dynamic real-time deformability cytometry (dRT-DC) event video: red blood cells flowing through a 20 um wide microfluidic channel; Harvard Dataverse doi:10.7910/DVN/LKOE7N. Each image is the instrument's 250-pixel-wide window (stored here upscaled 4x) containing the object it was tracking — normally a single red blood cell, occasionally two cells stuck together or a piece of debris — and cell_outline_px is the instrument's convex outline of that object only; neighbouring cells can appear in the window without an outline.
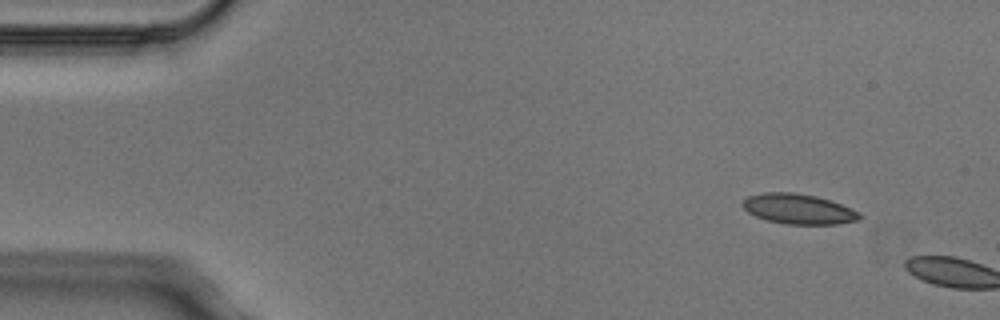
{"species": "Egyptian fruit bat (a non-hibernating species)", "species_latin": "Rousettus aegyptiacus", "temperature_condition": "cold", "stored_images_in_passage": 4, "segment_of_instrument_passage": [2, 2], "camera_frame_rate_fps": 3000, "um_per_image_px": 0.085, "animal": {"sex": "male"}, "frame": {"image": 1, "passage_image": 4, "time_ms": 1.0, "image_size_px": [1000, 320], "cell_outline_px": [[864, 216], [860, 220], [836, 224], [784, 224], [768, 220], [756, 216], [748, 212], [740, 204], [748, 196], [764, 192], [792, 192], [816, 196], [840, 204], [860, 212]], "centroid_in_image_um": [67.88, 17.76], "position_along_channel_um": 17.1, "area_um2": 20.52}}